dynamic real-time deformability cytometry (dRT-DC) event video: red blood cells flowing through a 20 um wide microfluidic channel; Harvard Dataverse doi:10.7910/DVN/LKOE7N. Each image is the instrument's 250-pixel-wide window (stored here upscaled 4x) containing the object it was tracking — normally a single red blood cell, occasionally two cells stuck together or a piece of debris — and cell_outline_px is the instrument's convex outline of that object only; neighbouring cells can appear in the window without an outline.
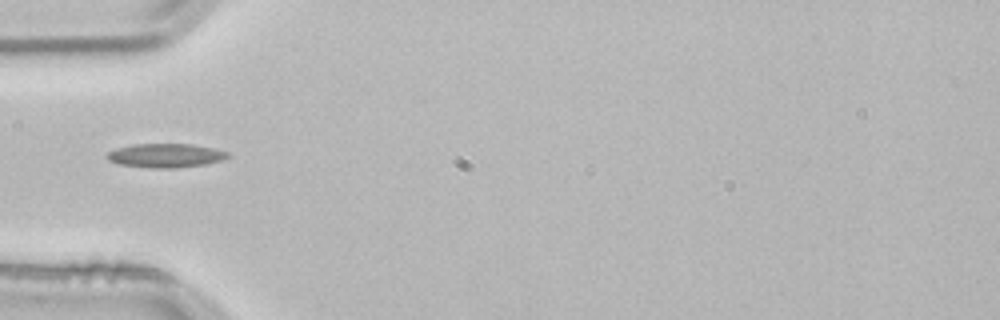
{"species": "common noctule bat (a hibernating species)", "species_latin": "Nyctalus noctula", "temperature_condition": "room temperature", "stored_images_in_passage": 37, "camera_frame_rate_fps": 3000, "um_per_image_px": 0.085, "animal": {"sex": "male", "body_mass_g": 21.5, "forearm_length_mm": 52.0}, "frame": {"image": 1, "passage_image": 1, "time_ms": 0.0, "image_size_px": [1000, 320], "cell_outline_px": [[228, 156], [220, 160], [204, 164], [176, 168], [148, 168], [120, 164], [108, 160], [108, 152], [116, 148], [132, 144], [192, 144], [212, 148], [228, 152]], "centroid_in_image_um": [14.04, 13.22], "position_along_channel_um": 71.0, "area_um2": 16.65}}
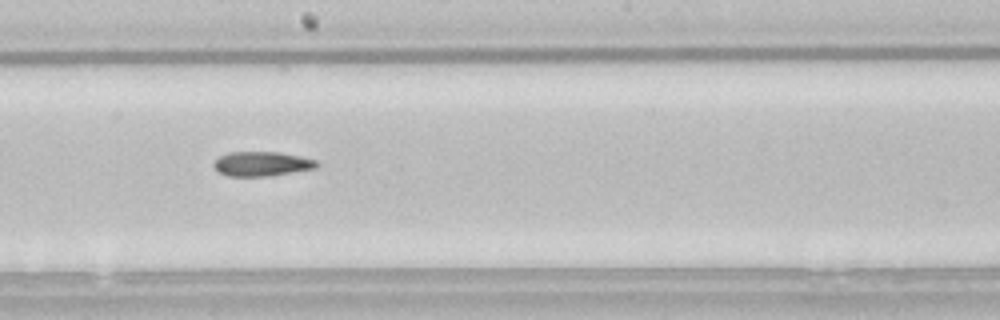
{"frame": {"image": 2, "passage_image": 13, "time_ms": 4.0, "image_size_px": [1000, 320], "cell_outline_px": [[320, 164], [316, 168], [272, 176], [228, 176], [216, 172], [212, 164], [220, 156], [228, 152], [280, 152], [300, 156], [316, 160]], "centroid_in_image_um": [22.24, 13.93], "position_along_channel_um": 226.0, "area_um2": 14.91}}
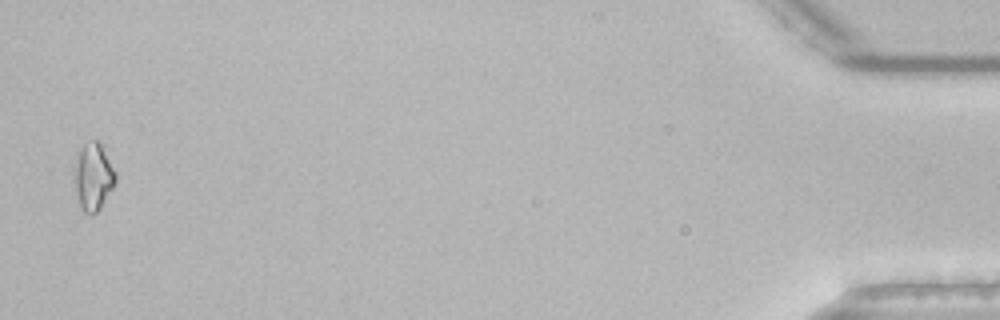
{"frame": {"image": 3, "passage_image": 36, "time_ms": 11.667, "image_size_px": [1000, 320], "cell_outline_px": [[116, 180], [112, 188], [100, 208], [96, 212], [84, 212], [80, 208], [76, 192], [72, 168], [84, 144], [92, 140], [96, 140], [100, 144], [116, 172]], "centroid_in_image_um": [7.9, 15.02], "position_along_channel_um": 427.3, "area_um2": 15.84}}